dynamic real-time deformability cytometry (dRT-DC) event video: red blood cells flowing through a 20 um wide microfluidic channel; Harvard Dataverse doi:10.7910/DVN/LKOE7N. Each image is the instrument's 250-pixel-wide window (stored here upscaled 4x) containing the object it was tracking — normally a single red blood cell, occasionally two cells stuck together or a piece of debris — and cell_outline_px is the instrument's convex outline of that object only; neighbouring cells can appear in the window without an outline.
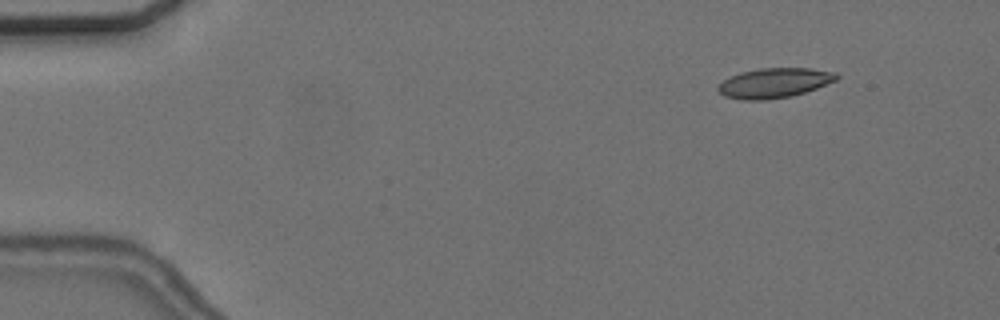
{"species": "common noctule bat (a hibernating species)", "species_latin": "Nyctalus noctula", "temperature_condition": "cold", "stored_images_in_passage": 12, "camera_frame_rate_fps": 3000, "um_per_image_px": 0.085, "animal": {"sex": "female", "body_mass_g": 24.6, "forearm_length_mm": 56.2}, "frame": {"image": 1, "passage_image": 7, "time_ms": 2.0, "image_size_px": [1000, 320], "cell_outline_px": [[840, 76], [836, 80], [816, 88], [792, 96], [768, 100], [740, 100], [724, 96], [716, 88], [724, 80], [740, 72], [760, 68], [812, 68], [836, 72]], "centroid_in_image_um": [65.82, 7.05], "position_along_channel_um": 19.2, "area_um2": 20.63}}